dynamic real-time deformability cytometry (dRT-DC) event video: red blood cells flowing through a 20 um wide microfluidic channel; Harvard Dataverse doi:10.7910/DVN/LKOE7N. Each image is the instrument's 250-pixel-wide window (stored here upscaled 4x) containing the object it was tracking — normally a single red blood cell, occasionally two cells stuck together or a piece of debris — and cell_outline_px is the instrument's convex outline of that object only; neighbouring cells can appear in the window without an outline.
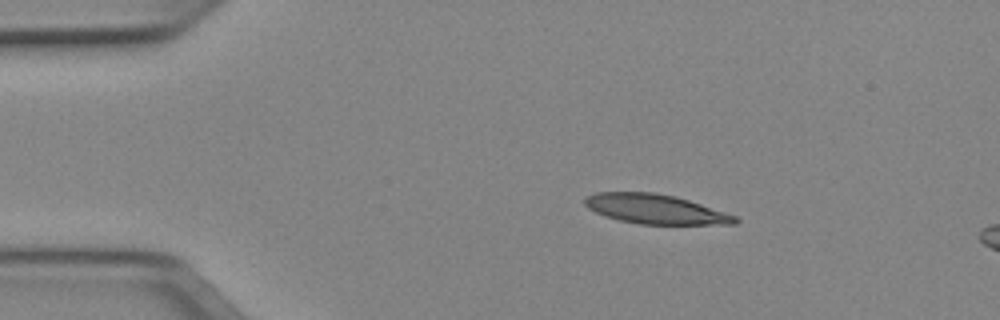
{"species": "Egyptian fruit bat (a non-hibernating species)", "species_latin": "Rousettus aegyptiacus", "temperature_condition": "cold", "stored_images_in_passage": 6, "camera_frame_rate_fps": 3000, "um_per_image_px": 0.085, "animal": {"sex": "female"}, "frame": {"image": 1, "passage_image": 1, "time_ms": 0.0, "image_size_px": [1000, 320], "cell_outline_px": [[740, 220], [736, 224], [640, 224], [620, 220], [604, 216], [588, 208], [584, 204], [584, 196], [596, 192], [656, 192], [676, 196], [736, 216]], "centroid_in_image_um": [55.67, 17.76], "position_along_channel_um": 29.3, "area_um2": 25.84}}